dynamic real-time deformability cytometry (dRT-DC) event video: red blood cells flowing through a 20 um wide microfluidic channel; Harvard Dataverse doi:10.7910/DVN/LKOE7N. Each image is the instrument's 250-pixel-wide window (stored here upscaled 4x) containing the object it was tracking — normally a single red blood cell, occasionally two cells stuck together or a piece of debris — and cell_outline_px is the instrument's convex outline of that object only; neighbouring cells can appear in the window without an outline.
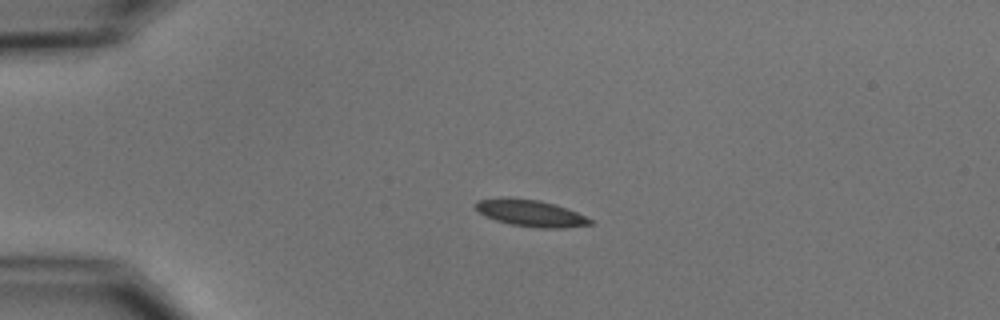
{"species": "common noctule bat (a hibernating species)", "species_latin": "Nyctalus noctula", "temperature_condition": "cold", "stored_images_in_passage": 4, "camera_frame_rate_fps": 3000, "um_per_image_px": 0.085, "animal": {"sex": "male", "body_mass_g": 15.6}, "frame": {"image": 1, "passage_image": 3, "time_ms": 3.333, "image_size_px": [1000, 320], "cell_outline_px": [[596, 224], [564, 228], [536, 228], [512, 224], [496, 220], [484, 216], [472, 204], [476, 200], [500, 196], [512, 196], [540, 200], [576, 212], [592, 220]], "centroid_in_image_um": [45.04, 18.09], "position_along_channel_um": 40.0, "area_um2": 18.15}}